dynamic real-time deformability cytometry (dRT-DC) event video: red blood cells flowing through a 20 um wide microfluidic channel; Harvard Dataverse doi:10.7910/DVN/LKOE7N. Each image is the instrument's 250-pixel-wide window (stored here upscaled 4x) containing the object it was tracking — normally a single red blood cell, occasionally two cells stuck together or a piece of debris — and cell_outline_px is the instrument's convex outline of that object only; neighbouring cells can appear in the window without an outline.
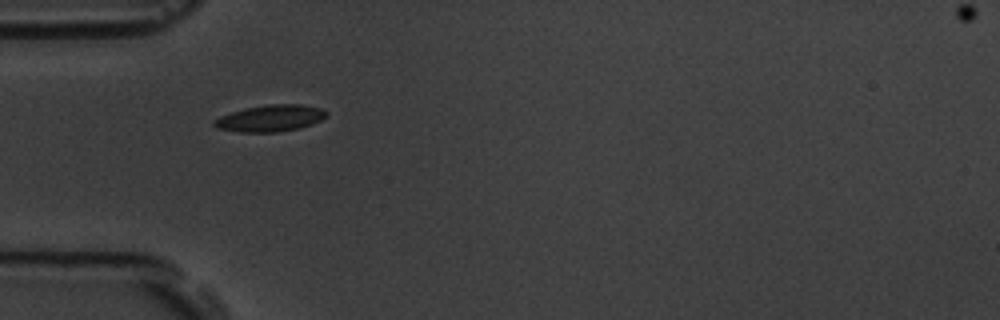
{"species": "common noctule bat (a hibernating species)", "species_latin": "Nyctalus noctula", "temperature_condition": "room temperature", "stored_images_in_passage": 2, "camera_frame_rate_fps": 3000, "um_per_image_px": 0.085, "animal": {"sex": "male", "body_mass_g": 19.5, "forearm_length_mm": 54.6}, "frame": {"image": 1, "passage_image": 1, "time_ms": 0.0, "image_size_px": [1000, 320], "cell_outline_px": [[328, 116], [312, 124], [300, 128], [276, 132], [240, 132], [216, 128], [212, 124], [212, 120], [220, 116], [244, 108], [268, 104], [304, 104], [320, 108], [328, 112]], "centroid_in_image_um": [22.97, 10.04], "position_along_channel_um": 62.0, "area_um2": 17.57}}
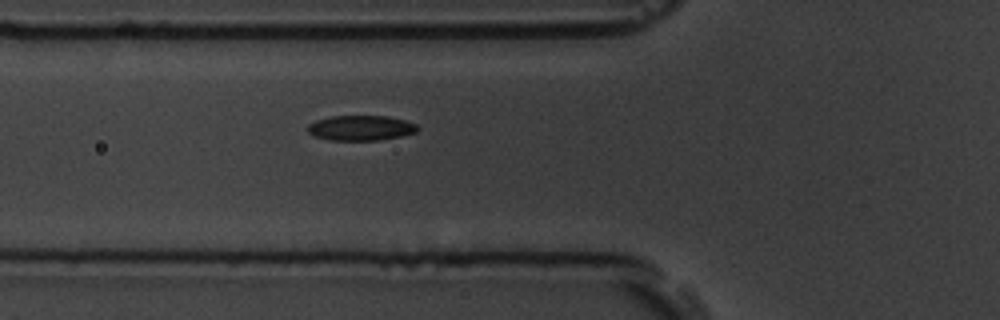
{"frame": {"image": 2, "passage_image": 2, "time_ms": 1.0, "image_size_px": [1000, 320], "cell_outline_px": [[420, 128], [416, 132], [400, 136], [380, 140], [328, 140], [316, 136], [308, 132], [308, 124], [316, 120], [328, 116], [388, 116], [404, 120], [416, 124]], "centroid_in_image_um": [30.67, 10.87], "position_along_channel_um": 95.1, "area_um2": 16.07}}